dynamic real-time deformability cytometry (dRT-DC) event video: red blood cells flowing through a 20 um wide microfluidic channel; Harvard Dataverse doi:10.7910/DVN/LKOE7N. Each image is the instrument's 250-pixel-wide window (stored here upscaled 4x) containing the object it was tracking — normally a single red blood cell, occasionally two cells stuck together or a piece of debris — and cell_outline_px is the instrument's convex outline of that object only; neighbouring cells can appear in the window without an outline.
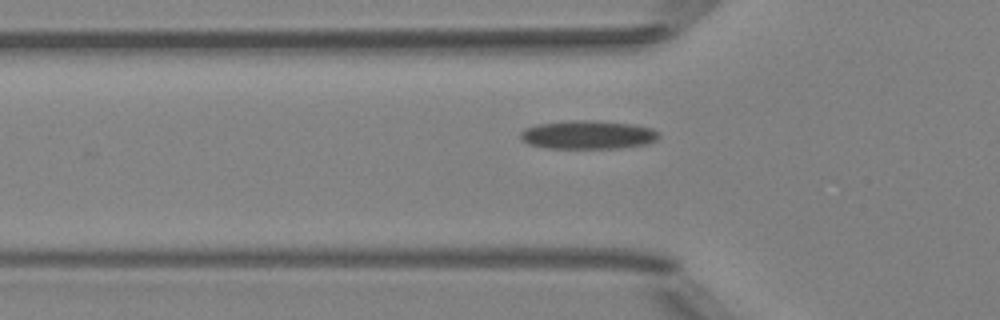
{"species": "Egyptian fruit bat (a non-hibernating species)", "species_latin": "Rousettus aegyptiacus", "temperature_condition": "room temperature", "stored_images_in_passage": 29, "camera_frame_rate_fps": 3000, "um_per_image_px": 0.085, "animal": {"sex": "female"}, "frame": {"image": 1, "passage_image": 3, "time_ms": 0.667, "image_size_px": [1000, 320], "cell_outline_px": [[660, 136], [656, 140], [648, 144], [620, 148], [548, 148], [528, 144], [520, 140], [520, 132], [524, 128], [536, 124], [568, 120], [592, 120], [636, 124], [652, 128], [660, 132]], "centroid_in_image_um": [49.98, 11.45], "position_along_channel_um": 75.8, "area_um2": 23.47}}
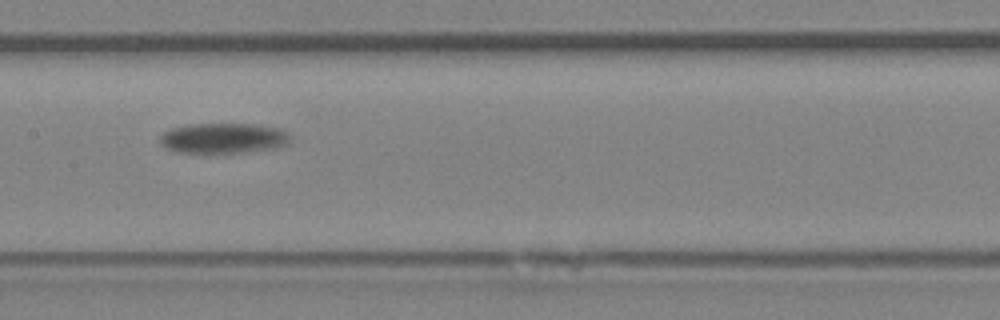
{"frame": {"image": 2, "passage_image": 12, "time_ms": 3.667, "image_size_px": [1000, 320], "cell_outline_px": [[292, 136], [288, 144], [276, 148], [208, 156], [180, 152], [168, 148], [160, 144], [160, 136], [164, 132], [172, 128], [188, 124], [252, 124], [280, 128]], "centroid_in_image_um": [18.98, 11.78], "position_along_channel_um": 188.4, "area_um2": 23.76}}
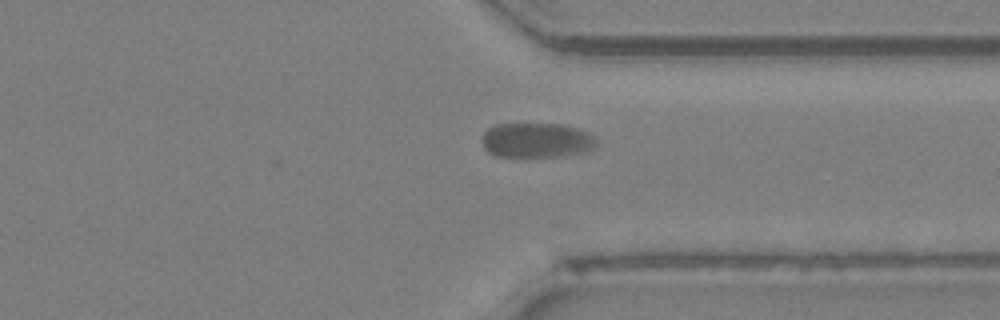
{"frame": {"image": 3, "passage_image": 26, "time_ms": 8.333, "image_size_px": [1000, 320], "cell_outline_px": [[596, 144], [592, 148], [580, 152], [564, 156], [496, 156], [488, 152], [484, 148], [480, 140], [484, 132], [488, 128], [496, 124], [560, 124], [576, 128], [588, 132], [596, 136]], "centroid_in_image_um": [45.57, 11.91], "position_along_channel_um": 365.8, "area_um2": 23.18}, "authors_computed_cell_mechanics": {"area_um2": 23.4668, "velocity_mm_per_s": 3.7701, "shape_relaxation_time_tau1_ms": 4.6171, "shape_relaxation_time_tau2_ms": null, "deformation_change_tau1": 0.1376, "deformation_change_tau2": null}}